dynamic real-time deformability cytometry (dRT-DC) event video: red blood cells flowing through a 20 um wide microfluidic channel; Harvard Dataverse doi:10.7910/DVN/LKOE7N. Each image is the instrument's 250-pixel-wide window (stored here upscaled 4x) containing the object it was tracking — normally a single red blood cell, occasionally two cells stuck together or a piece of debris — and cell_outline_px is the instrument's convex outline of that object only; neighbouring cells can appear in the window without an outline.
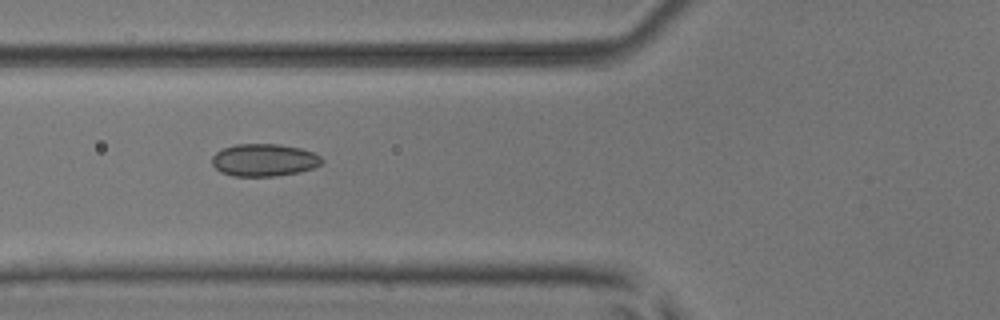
{"species": "common noctule bat (a hibernating species)", "species_latin": "Nyctalus noctula", "temperature_condition": "room temperature", "stored_images_in_passage": 6, "camera_frame_rate_fps": 3000, "um_per_image_px": 0.085, "animal": {"sex": "male", "body_mass_g": 17.9, "forearm_length_mm": 54.2}, "frame": {"image": 1, "passage_image": 6, "time_ms": 1.667, "image_size_px": [1000, 320], "cell_outline_px": [[324, 160], [320, 164], [312, 168], [300, 172], [276, 176], [232, 176], [220, 172], [212, 164], [212, 156], [216, 152], [224, 148], [236, 144], [280, 144], [300, 148], [312, 152], [320, 156]], "centroid_in_image_um": [22.44, 13.61], "position_along_channel_um": 103.4, "area_um2": 20.81}}